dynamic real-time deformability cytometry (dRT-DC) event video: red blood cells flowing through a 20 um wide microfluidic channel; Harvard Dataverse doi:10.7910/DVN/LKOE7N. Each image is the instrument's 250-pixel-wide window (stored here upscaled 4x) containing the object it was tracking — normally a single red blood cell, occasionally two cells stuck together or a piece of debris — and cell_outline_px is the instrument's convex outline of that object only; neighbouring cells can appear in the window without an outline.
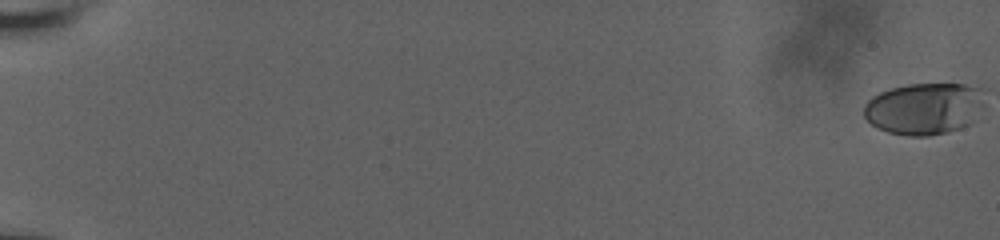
{"species": "human", "species_latin": "Homo sapiens", "temperature_condition": "room temperature", "stored_images_in_passage": 23, "camera_frame_rate_fps": 3000, "um_per_image_px": 0.085, "donor": {"sex": "male"}, "frame": {"image": 1, "passage_image": 1, "time_ms": 0.0, "image_size_px": [1000, 240], "cell_outline_px": [[980, 88], [972, 124], [948, 132], [928, 136], [908, 136], [888, 132], [876, 128], [864, 116], [864, 104], [872, 96], [880, 92], [892, 88], [908, 84], [964, 84]], "centroid_in_image_um": [78.43, 9.25], "position_along_channel_um": 6.6, "area_um2": 35.66}}
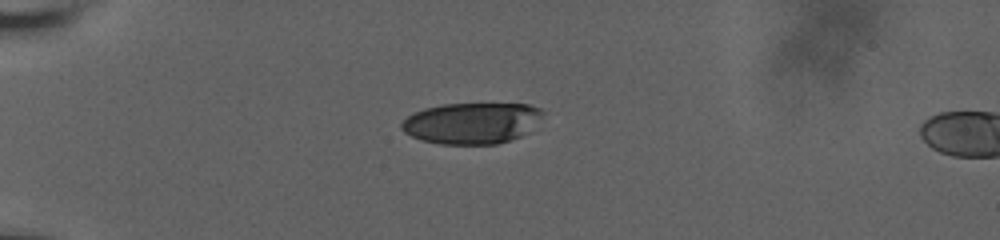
{"frame": {"image": 2, "passage_image": 20, "time_ms": 6.333, "image_size_px": [1000, 240], "cell_outline_px": [[544, 112], [528, 132], [520, 136], [496, 144], [440, 144], [424, 140], [412, 136], [404, 132], [400, 128], [400, 124], [408, 116], [424, 108], [444, 104], [528, 104], [540, 108]], "centroid_in_image_um": [40.08, 10.46], "position_along_channel_um": 44.9, "area_um2": 33.58}}